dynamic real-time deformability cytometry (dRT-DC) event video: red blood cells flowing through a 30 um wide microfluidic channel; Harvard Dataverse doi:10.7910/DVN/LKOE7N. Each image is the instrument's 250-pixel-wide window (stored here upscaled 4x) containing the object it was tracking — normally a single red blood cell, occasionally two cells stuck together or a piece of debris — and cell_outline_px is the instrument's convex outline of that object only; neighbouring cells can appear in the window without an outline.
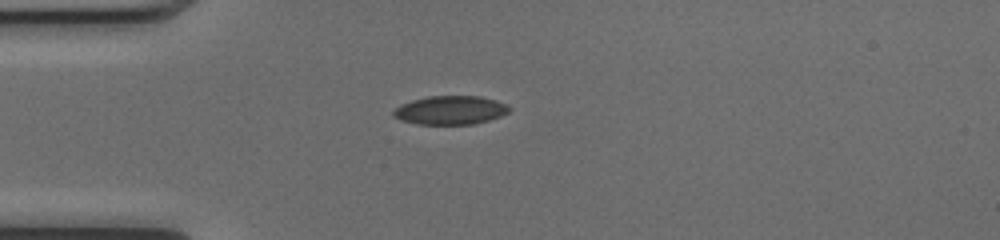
{"species": "common noctule bat (a hibernating species)", "species_latin": "Nyctalus noctula", "temperature_condition": "cold", "stored_images_in_passage": 38, "camera_frame_rate_fps": 3000, "um_per_image_px": 0.085, "animal": {"sex": "female", "body_mass_g": 17.0, "forearm_length_mm": 48.0}, "frame": {"image": 1, "passage_image": 1, "time_ms": 0.0, "image_size_px": [1000, 240], "cell_outline_px": [[512, 108], [508, 112], [500, 116], [488, 120], [472, 124], [416, 124], [400, 120], [392, 116], [392, 112], [400, 104], [412, 100], [428, 96], [480, 96], [496, 100]], "centroid_in_image_um": [38.25, 9.36], "position_along_channel_um": 46.8, "area_um2": 19.36}}
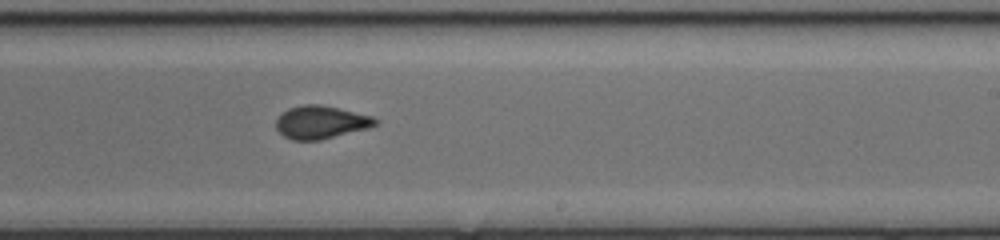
{"frame": {"image": 2, "passage_image": 18, "time_ms": 5.667, "image_size_px": [1000, 240], "cell_outline_px": [[380, 120], [376, 124], [368, 128], [320, 140], [292, 140], [284, 136], [276, 128], [276, 120], [280, 112], [288, 108], [304, 104], [320, 104], [372, 116]], "centroid_in_image_um": [27.24, 10.38], "position_along_channel_um": 261.8, "area_um2": 19.07}}
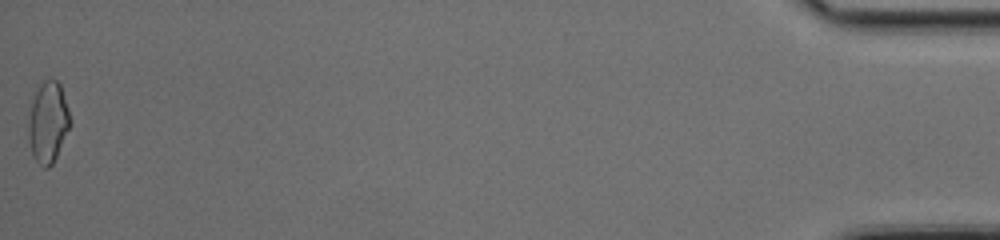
{"frame": {"image": 3, "passage_image": 38, "time_ms": 12.333, "image_size_px": [1000, 240], "cell_outline_px": [[72, 124], [52, 164], [48, 168], [44, 168], [36, 160], [32, 152], [28, 140], [28, 124], [32, 100], [40, 84], [48, 76], [56, 80], [60, 84], [72, 120]], "centroid_in_image_um": [4.1, 10.36], "position_along_channel_um": 431.1, "area_um2": 19.77}, "authors_computed_cell_mechanics": {"area_um2": 19.3052, "velocity_mm_per_s": 4.0893, "shape_relaxation_time_tau1_ms": null, "shape_relaxation_time_tau2_ms": 1.1948, "deformation_change_tau1": null, "deformation_change_tau2": 0.0629}}